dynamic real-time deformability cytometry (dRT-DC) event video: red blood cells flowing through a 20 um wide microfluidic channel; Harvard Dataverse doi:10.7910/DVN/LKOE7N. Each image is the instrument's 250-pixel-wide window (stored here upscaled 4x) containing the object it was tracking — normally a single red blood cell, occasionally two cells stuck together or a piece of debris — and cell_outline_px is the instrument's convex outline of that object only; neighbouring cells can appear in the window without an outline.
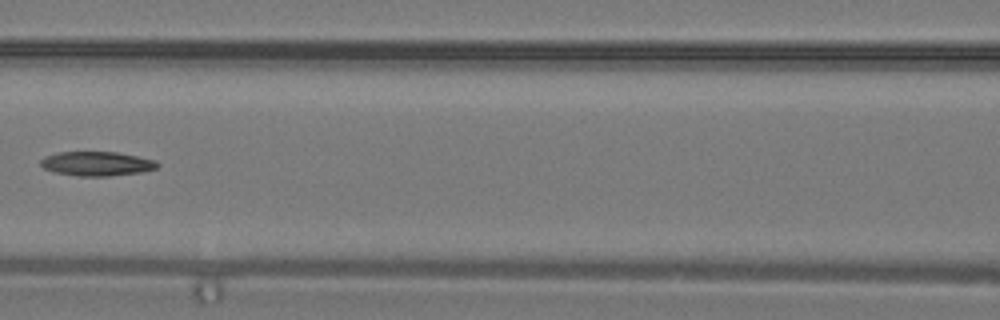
{"species": "common noctule bat (a hibernating species)", "species_latin": "Nyctalus noctula", "temperature_condition": "warm", "stored_images_in_passage": 34, "camera_frame_rate_fps": 3000, "um_per_image_px": 0.085, "animal": {"sex": "male", "body_mass_g": 19.2, "forearm_length_mm": 51.8}, "frame": {"image": 1, "passage_image": 15, "time_ms": 4.667, "image_size_px": [1000, 320], "cell_outline_px": [[160, 164], [156, 168], [140, 172], [108, 176], [76, 176], [56, 172], [44, 168], [40, 164], [40, 160], [44, 156], [56, 152], [116, 152], [156, 160]], "centroid_in_image_um": [8.2, 13.91], "position_along_channel_um": 158.4, "area_um2": 16.47}}
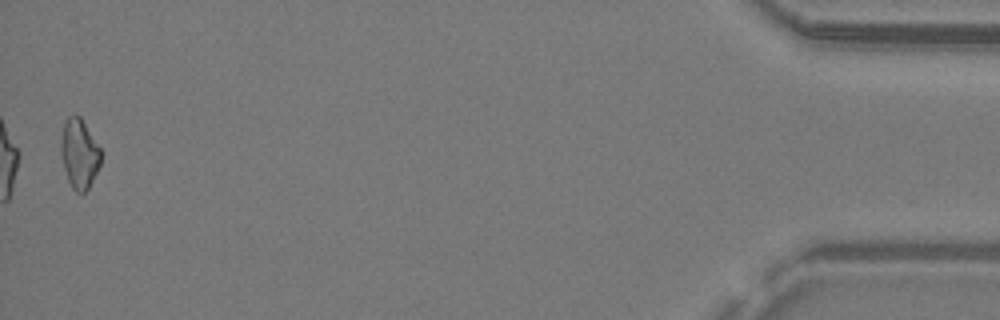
{"frame": {"image": 2, "passage_image": 34, "time_ms": 11.0, "image_size_px": [1000, 320], "cell_outline_px": [[100, 164], [88, 188], [84, 192], [76, 192], [72, 188], [68, 180], [64, 168], [60, 152], [60, 140], [64, 120], [68, 116], [76, 112], [80, 116], [100, 148]], "centroid_in_image_um": [6.7, 13.01], "position_along_channel_um": 428.5, "area_um2": 16.18}}